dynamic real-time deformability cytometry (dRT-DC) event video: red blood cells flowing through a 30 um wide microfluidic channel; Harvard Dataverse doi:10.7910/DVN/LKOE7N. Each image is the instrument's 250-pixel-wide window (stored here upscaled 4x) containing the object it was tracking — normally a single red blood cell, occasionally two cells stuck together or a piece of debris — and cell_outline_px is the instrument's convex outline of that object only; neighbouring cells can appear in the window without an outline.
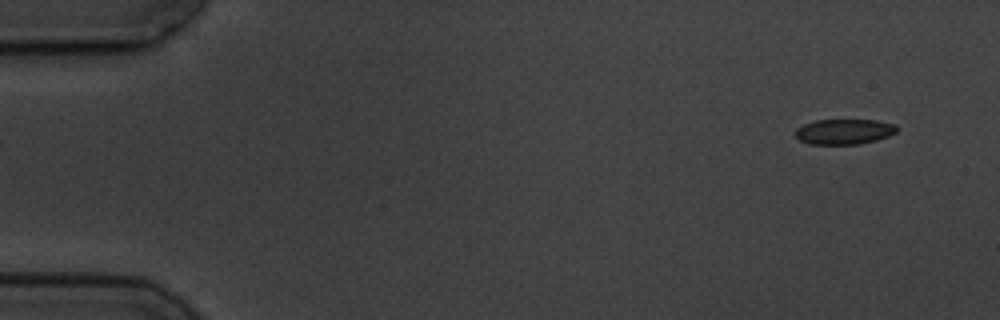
{"species": "common noctule bat (a hibernating species)", "species_latin": "Nyctalus noctula", "temperature_condition": "cold", "stored_images_in_passage": 6, "camera_frame_rate_fps": 3000, "um_per_image_px": 0.085, "animal": {"sex": "male", "body_mass_g": 19.5, "forearm_length_mm": 54.6}, "frame": {"image": 1, "passage_image": 1, "time_ms": 0.0, "image_size_px": [1000, 320], "cell_outline_px": [[896, 132], [888, 136], [876, 140], [860, 144], [808, 144], [800, 140], [796, 136], [796, 128], [804, 124], [816, 120], [876, 120], [896, 124]], "centroid_in_image_um": [71.75, 11.19], "position_along_channel_um": 13.2, "area_um2": 14.91}}